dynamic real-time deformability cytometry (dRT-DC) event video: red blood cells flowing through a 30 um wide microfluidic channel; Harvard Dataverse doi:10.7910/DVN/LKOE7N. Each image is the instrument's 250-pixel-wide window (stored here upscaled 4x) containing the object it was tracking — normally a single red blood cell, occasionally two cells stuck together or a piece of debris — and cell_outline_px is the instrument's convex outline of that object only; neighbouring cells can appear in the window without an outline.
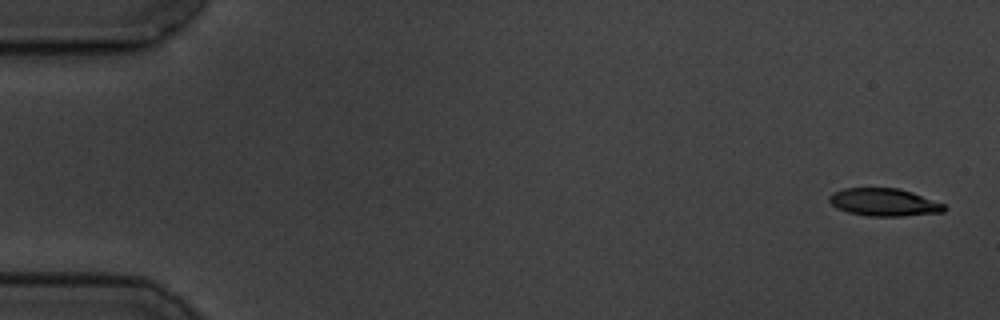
{"species": "common noctule bat (a hibernating species)", "species_latin": "Nyctalus noctula", "temperature_condition": "cold", "stored_images_in_passage": 11, "camera_frame_rate_fps": 3000, "um_per_image_px": 0.085, "animal": {"sex": "male", "body_mass_g": 19.5, "forearm_length_mm": 54.6}, "frame": {"image": 1, "passage_image": 1, "time_ms": 0.0, "image_size_px": [1000, 320], "cell_outline_px": [[948, 208], [944, 212], [904, 216], [868, 216], [848, 212], [836, 208], [828, 200], [828, 196], [832, 192], [844, 188], [896, 188], [912, 192], [944, 204]], "centroid_in_image_um": [75.13, 17.19], "position_along_channel_um": 9.9, "area_um2": 18.61}}
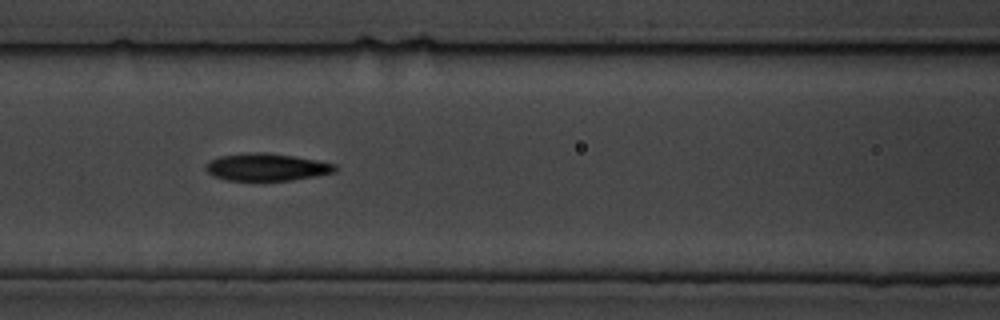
{"frame": {"image": 2, "passage_image": 7, "time_ms": 7.667, "image_size_px": [1000, 320], "cell_outline_px": [[336, 172], [316, 176], [292, 180], [224, 180], [212, 176], [204, 168], [208, 160], [220, 156], [244, 152], [264, 152], [292, 156], [316, 160], [336, 164]], "centroid_in_image_um": [22.61, 14.2], "position_along_channel_um": 144.0, "area_um2": 20.75}}
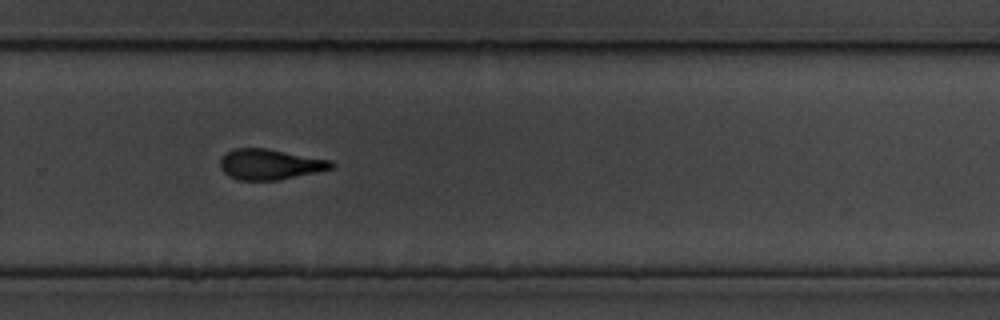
{"frame": {"image": 3, "passage_image": 11, "time_ms": 12.333, "image_size_px": [1000, 320], "cell_outline_px": [[336, 164], [332, 168], [316, 172], [280, 180], [240, 180], [228, 176], [220, 168], [220, 160], [232, 148], [264, 148], [332, 160]], "centroid_in_image_um": [22.95, 13.97], "position_along_channel_um": 306.8, "area_um2": 19.71}}